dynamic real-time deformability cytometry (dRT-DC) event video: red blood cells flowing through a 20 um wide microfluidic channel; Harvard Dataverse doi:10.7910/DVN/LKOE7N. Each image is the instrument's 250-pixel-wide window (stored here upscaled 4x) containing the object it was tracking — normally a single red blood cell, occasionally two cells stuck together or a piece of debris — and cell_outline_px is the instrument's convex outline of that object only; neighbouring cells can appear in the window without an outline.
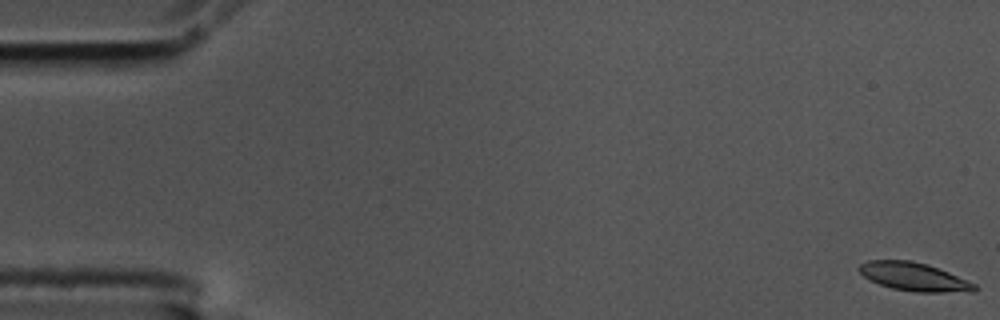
{"species": "common noctule bat (a hibernating species)", "species_latin": "Nyctalus noctula", "temperature_condition": "cold", "stored_images_in_passage": 57, "camera_frame_rate_fps": 3000, "um_per_image_px": 0.085, "animal": {"sex": "male", "body_mass_g": 17.5, "forearm_length_mm": 52.3}, "frame": {"image": 1, "passage_image": 1, "time_ms": 0.0, "image_size_px": [1000, 320], "cell_outline_px": [[980, 288], [972, 292], [916, 292], [892, 288], [880, 284], [864, 276], [856, 268], [860, 264], [868, 260], [912, 260], [928, 264], [948, 272], [976, 284]], "centroid_in_image_um": [77.71, 23.52], "position_along_channel_um": 7.3, "area_um2": 19.07}}
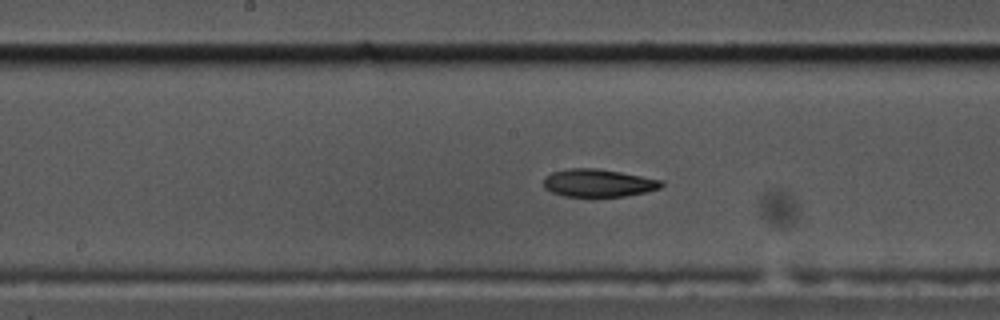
{"frame": {"image": 2, "passage_image": 29, "time_ms": 9.333, "image_size_px": [1000, 320], "cell_outline_px": [[664, 184], [660, 188], [644, 192], [624, 196], [592, 200], [564, 196], [552, 192], [544, 188], [544, 176], [552, 172], [568, 168], [596, 168], [620, 172], [664, 180]], "centroid_in_image_um": [50.83, 15.59], "position_along_channel_um": 197.4, "area_um2": 19.88}}
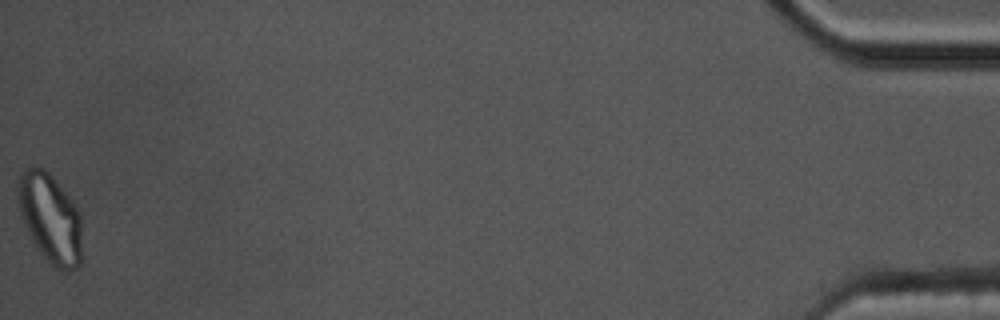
{"frame": {"image": 3, "passage_image": 57, "time_ms": 18.667, "image_size_px": [1000, 320], "cell_outline_px": [[84, 260], [76, 268], [56, 268], [36, 248], [20, 216], [16, 200], [16, 188], [20, 172], [24, 168], [36, 164], [44, 168], [52, 176], [80, 208]], "centroid_in_image_um": [4.27, 18.49], "position_along_channel_um": 430.9, "area_um2": 34.45}, "authors_computed_cell_mechanics": {"area_um2": 19.7098, "velocity_mm_per_s": 3.5637, "shape_relaxation_time_tau1_ms": 3.8764, "shape_relaxation_time_tau2_ms": 9.6288, "deformation_change_tau1": 0.1317, "deformation_change_tau2": 0.1749}}